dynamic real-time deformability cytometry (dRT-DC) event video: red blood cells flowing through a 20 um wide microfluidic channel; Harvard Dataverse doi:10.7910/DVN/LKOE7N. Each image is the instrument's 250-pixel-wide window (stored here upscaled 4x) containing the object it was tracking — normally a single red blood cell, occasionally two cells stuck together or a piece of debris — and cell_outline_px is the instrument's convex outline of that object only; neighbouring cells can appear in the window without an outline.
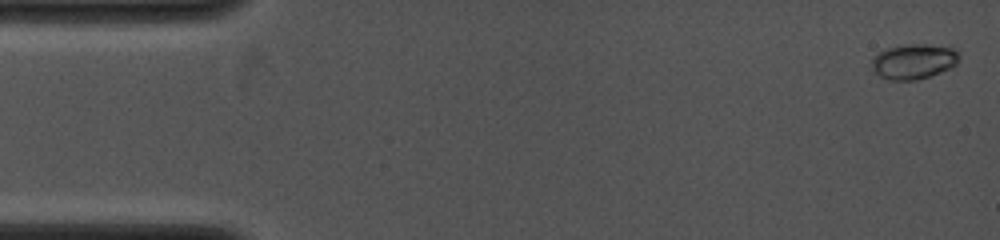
{"species": "common noctule bat (a hibernating species)", "species_latin": "Nyctalus noctula", "temperature_condition": "cold", "stored_images_in_passage": 6, "camera_frame_rate_fps": 4000, "um_per_image_px": 0.085, "animal": {"sex": "female", "body_mass_g": 19.0, "forearm_length_mm": 53.3}, "frame": {"image": 1, "passage_image": 1, "time_ms": 0.0, "image_size_px": [1000, 240], "cell_outline_px": [[960, 60], [956, 64], [940, 72], [916, 80], [888, 80], [880, 76], [872, 68], [872, 60], [884, 48], [900, 44], [928, 44], [956, 48], [960, 56]], "centroid_in_image_um": [77.68, 5.2], "position_along_channel_um": 7.3, "area_um2": 17.98}}
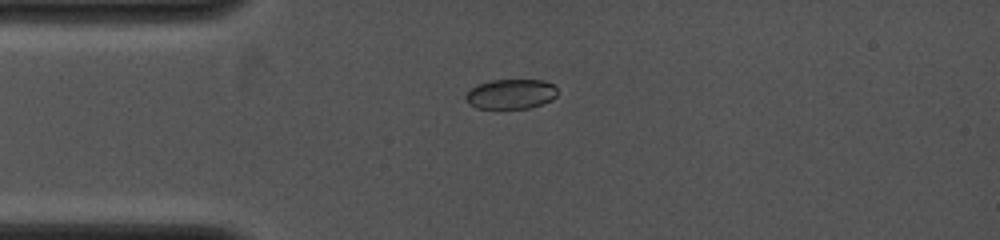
{"frame": {"image": 2, "passage_image": 5, "time_ms": 3.25, "image_size_px": [1000, 240], "cell_outline_px": [[556, 96], [552, 100], [528, 108], [476, 108], [468, 104], [464, 96], [472, 88], [480, 84], [492, 80], [544, 80], [556, 84]], "centroid_in_image_um": [43.44, 7.99], "position_along_channel_um": 41.6, "area_um2": 15.9}}